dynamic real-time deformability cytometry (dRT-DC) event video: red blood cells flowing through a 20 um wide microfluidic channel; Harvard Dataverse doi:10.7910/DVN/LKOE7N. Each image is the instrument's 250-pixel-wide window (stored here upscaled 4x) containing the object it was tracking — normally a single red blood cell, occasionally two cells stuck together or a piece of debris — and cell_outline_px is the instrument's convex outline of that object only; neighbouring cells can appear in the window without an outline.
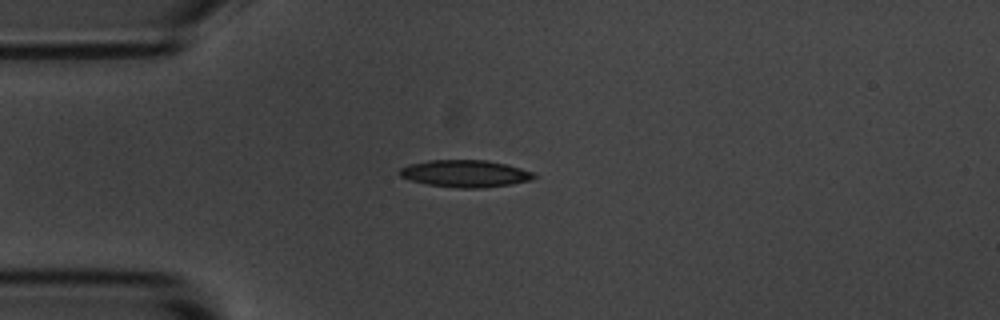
{"species": "common noctule bat (a hibernating species)", "species_latin": "Nyctalus noctula", "temperature_condition": "room temperature", "stored_images_in_passage": 3, "camera_frame_rate_fps": 3000, "um_per_image_px": 0.085, "animal": {"sex": "male", "body_mass_g": 20.1, "forearm_length_mm": 53.5}, "frame": {"image": 1, "passage_image": 3, "time_ms": 2.333, "image_size_px": [1000, 320], "cell_outline_px": [[536, 176], [528, 180], [512, 184], [484, 188], [456, 188], [428, 184], [412, 180], [400, 176], [396, 172], [400, 168], [408, 164], [428, 160], [488, 160], [520, 168], [532, 172]], "centroid_in_image_um": [39.49, 14.75], "position_along_channel_um": 45.5, "area_um2": 21.15}}